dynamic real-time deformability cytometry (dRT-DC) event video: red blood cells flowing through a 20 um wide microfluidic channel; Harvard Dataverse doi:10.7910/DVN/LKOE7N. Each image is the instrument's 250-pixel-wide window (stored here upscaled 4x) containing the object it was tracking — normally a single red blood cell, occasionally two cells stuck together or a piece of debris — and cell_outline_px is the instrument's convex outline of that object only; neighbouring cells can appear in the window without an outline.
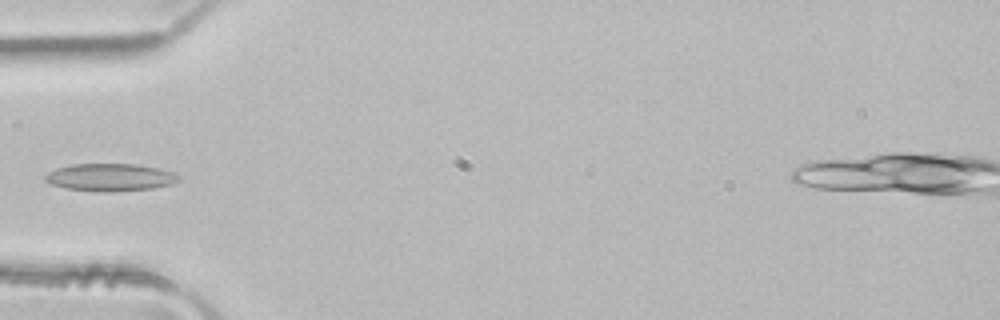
{"species": "common noctule bat (a hibernating species)", "species_latin": "Nyctalus noctula", "temperature_condition": "room temperature", "stored_images_in_passage": 3, "camera_frame_rate_fps": 3000, "um_per_image_px": 0.085, "animal": {"sex": "male", "body_mass_g": 21.5, "forearm_length_mm": 52.0}, "frame": {"image": 1, "passage_image": 3, "time_ms": 0.667, "image_size_px": [1000, 320], "cell_outline_px": [[180, 180], [172, 184], [152, 188], [112, 192], [100, 192], [68, 188], [52, 184], [44, 180], [44, 176], [48, 172], [56, 168], [72, 164], [136, 164], [156, 168], [172, 172], [180, 176]], "centroid_in_image_um": [9.36, 15.07], "position_along_channel_um": 75.6, "area_um2": 21.33}}